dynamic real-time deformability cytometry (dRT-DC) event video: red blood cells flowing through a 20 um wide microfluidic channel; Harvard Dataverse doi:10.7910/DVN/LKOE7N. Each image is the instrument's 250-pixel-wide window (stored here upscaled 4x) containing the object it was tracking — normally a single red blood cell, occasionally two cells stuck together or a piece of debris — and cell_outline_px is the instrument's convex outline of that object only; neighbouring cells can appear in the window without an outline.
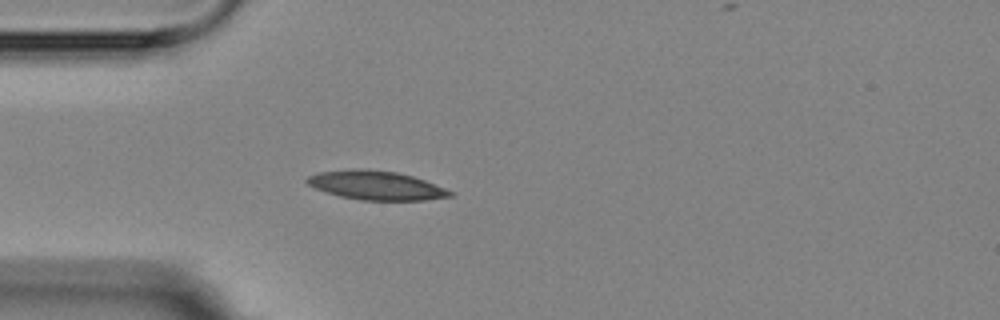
{"species": "Egyptian fruit bat (a non-hibernating species)", "species_latin": "Rousettus aegyptiacus", "temperature_condition": "room temperature", "stored_images_in_passage": 1, "camera_frame_rate_fps": 3000, "um_per_image_px": 0.085, "animal": {"sex": "female"}, "frame": {"image": 1, "passage_image": 1, "time_ms": 0.0, "image_size_px": [1000, 320], "cell_outline_px": [[456, 192], [452, 196], [424, 200], [360, 200], [340, 196], [324, 192], [308, 184], [304, 180], [308, 176], [320, 172], [396, 172], [412, 176], [424, 180]], "centroid_in_image_um": [32.04, 15.82], "position_along_channel_um": 53.0, "area_um2": 22.95}}